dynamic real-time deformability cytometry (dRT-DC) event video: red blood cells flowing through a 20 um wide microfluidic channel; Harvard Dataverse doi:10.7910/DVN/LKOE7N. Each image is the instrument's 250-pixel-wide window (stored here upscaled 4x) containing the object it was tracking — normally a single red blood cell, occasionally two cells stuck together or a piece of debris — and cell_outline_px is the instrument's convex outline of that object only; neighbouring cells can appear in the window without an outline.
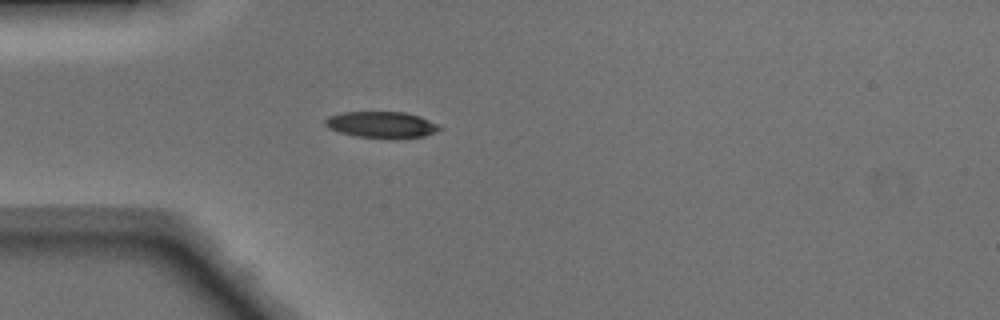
{"species": "Egyptian fruit bat (a non-hibernating species)", "species_latin": "Rousettus aegyptiacus", "temperature_condition": "warm", "stored_images_in_passage": 36, "camera_frame_rate_fps": 3000, "um_per_image_px": 0.085, "animal": {"sex": "male"}, "frame": {"image": 1, "passage_image": 1, "time_ms": 0.0, "image_size_px": [1000, 320], "cell_outline_px": [[444, 128], [436, 132], [424, 136], [356, 136], [340, 132], [328, 128], [324, 124], [324, 120], [328, 116], [340, 112], [404, 112], [420, 116]], "centroid_in_image_um": [32.38, 10.55], "position_along_channel_um": 52.6, "area_um2": 16.94}}
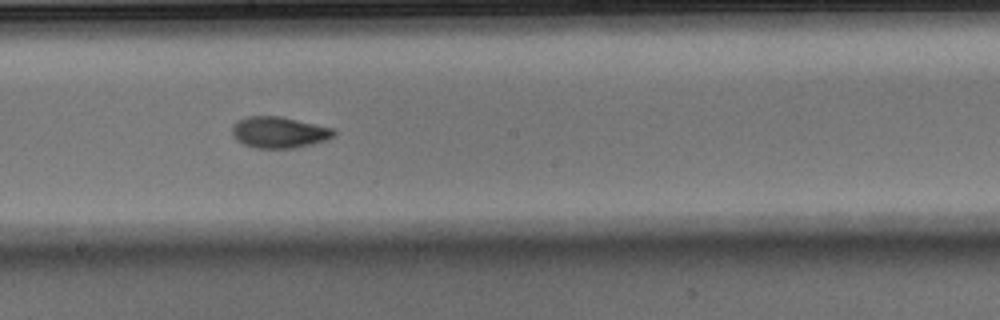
{"frame": {"image": 2, "passage_image": 14, "time_ms": 4.333, "image_size_px": [1000, 320], "cell_outline_px": [[336, 132], [332, 136], [324, 140], [312, 144], [292, 148], [256, 148], [244, 144], [236, 140], [232, 136], [232, 124], [236, 120], [248, 116], [280, 116], [336, 128]], "centroid_in_image_um": [23.69, 11.23], "position_along_channel_um": 224.5, "area_um2": 18.67}}
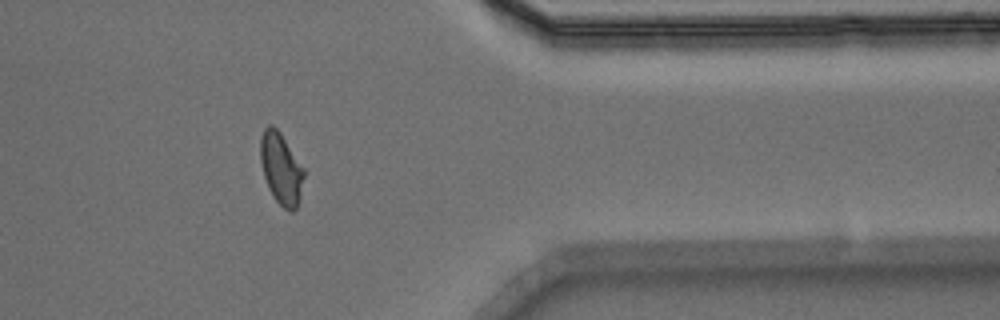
{"frame": {"image": 3, "passage_image": 27, "time_ms": 8.667, "image_size_px": [1000, 320], "cell_outline_px": [[304, 176], [300, 200], [296, 208], [292, 212], [288, 212], [272, 196], [268, 188], [264, 176], [260, 160], [260, 136], [264, 128], [268, 124], [272, 124], [280, 132], [304, 168]], "centroid_in_image_um": [23.88, 14.33], "position_along_channel_um": 387.5, "area_um2": 18.32}, "authors_computed_cell_mechanics": {"area_um2": 18.3226, "velocity_mm_per_s": 4.1343, "shape_relaxation_time_tau1_ms": 4.0206, "shape_relaxation_time_tau2_ms": 2.2329, "deformation_change_tau1": 0.1758, "deformation_change_tau2": 0.0578}}